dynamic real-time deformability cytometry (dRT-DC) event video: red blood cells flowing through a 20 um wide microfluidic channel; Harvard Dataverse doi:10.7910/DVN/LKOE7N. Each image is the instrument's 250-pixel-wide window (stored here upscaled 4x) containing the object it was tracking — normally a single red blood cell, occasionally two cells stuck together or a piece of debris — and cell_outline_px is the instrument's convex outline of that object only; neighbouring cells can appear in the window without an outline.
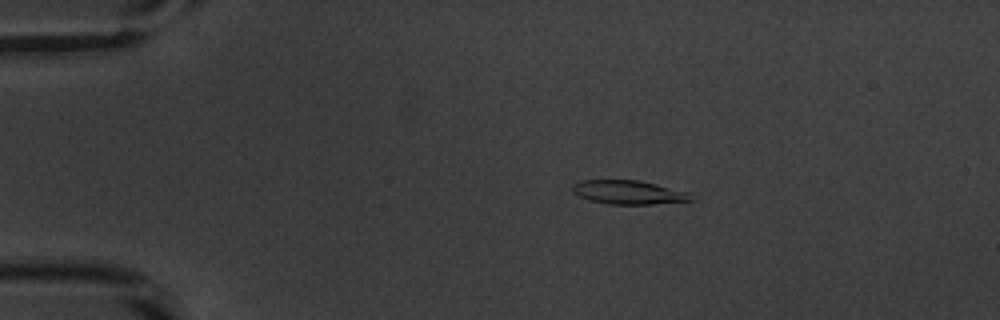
{"species": "common noctule bat (a hibernating species)", "species_latin": "Nyctalus noctula", "temperature_condition": "warm", "stored_images_in_passage": 51, "camera_frame_rate_fps": 3000, "um_per_image_px": 0.085, "animal": {"sex": "male", "body_mass_g": 20.1, "forearm_length_mm": 53.5}, "frame": {"image": 1, "passage_image": 9, "time_ms": 2.667, "image_size_px": [1000, 320], "cell_outline_px": [[696, 200], [652, 204], [608, 204], [588, 200], [572, 192], [572, 184], [580, 180], [640, 180], [688, 192]], "centroid_in_image_um": [53.41, 16.34], "position_along_channel_um": 31.6, "area_um2": 16.53}}
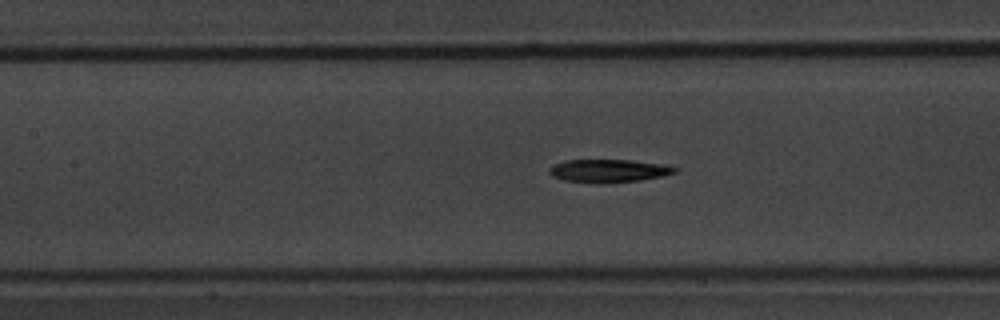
{"frame": {"image": 2, "passage_image": 23, "time_ms": 7.333, "image_size_px": [1000, 320], "cell_outline_px": [[676, 172], [664, 176], [640, 180], [604, 184], [596, 184], [564, 180], [552, 176], [548, 172], [548, 168], [552, 164], [564, 160], [628, 160], [660, 164], [676, 168]], "centroid_in_image_um": [51.65, 14.53], "position_along_channel_um": 155.8, "area_um2": 16.99}}
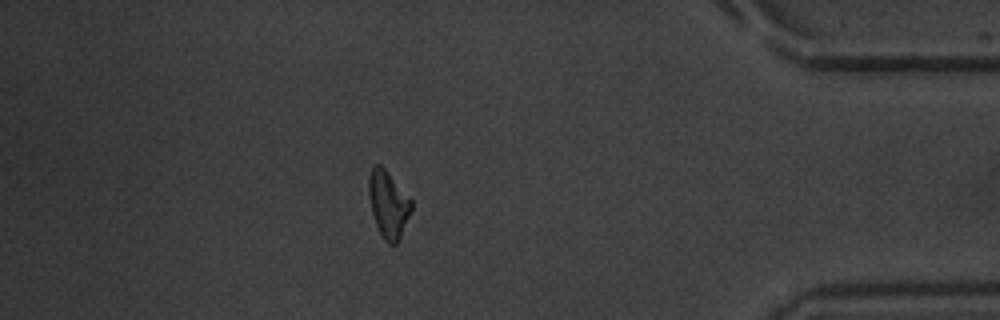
{"frame": {"image": 3, "passage_image": 45, "time_ms": 14.667, "image_size_px": [1000, 320], "cell_outline_px": [[412, 208], [400, 236], [396, 244], [388, 244], [384, 240], [376, 224], [372, 212], [368, 196], [368, 176], [372, 164], [380, 164], [384, 168], [412, 200]], "centroid_in_image_um": [32.97, 17.32], "position_along_channel_um": 402.2, "area_um2": 16.47}, "authors_computed_cell_mechanics": {"area_um2": 16.8198, "velocity_mm_per_s": 3.8624, "shape_relaxation_time_tau1_ms": 5.0552, "shape_relaxation_time_tau2_ms": 8.0777, "deformation_change_tau1": 0.1719, "deformation_change_tau2": 0.2131}}